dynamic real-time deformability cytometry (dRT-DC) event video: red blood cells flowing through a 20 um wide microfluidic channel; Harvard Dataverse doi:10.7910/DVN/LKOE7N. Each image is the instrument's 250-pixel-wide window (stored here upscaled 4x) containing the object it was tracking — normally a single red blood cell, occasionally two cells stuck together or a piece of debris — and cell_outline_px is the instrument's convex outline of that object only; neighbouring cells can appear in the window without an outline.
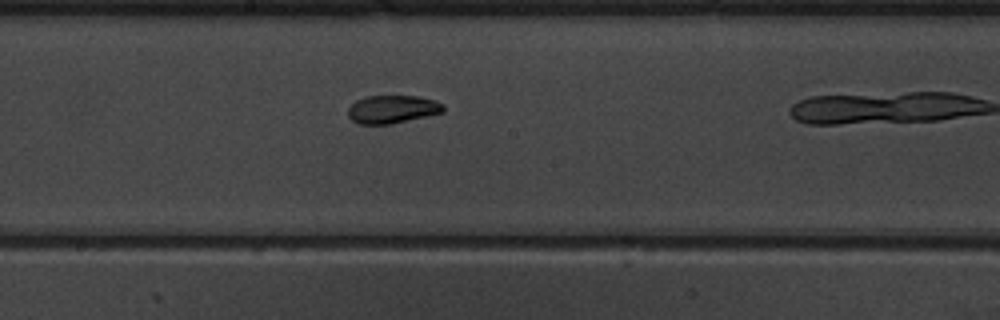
{"species": "common noctule bat (a hibernating species)", "species_latin": "Nyctalus noctula", "temperature_condition": "warm", "stored_images_in_passage": 7, "segment_of_instrument_passage": [1, 2], "camera_frame_rate_fps": 3000, "um_per_image_px": 0.085, "animal": {"sex": "male", "body_mass_g": 19.5, "forearm_length_mm": 54.6}, "frame": {"image": 1, "passage_image": 6, "time_ms": 12.333, "image_size_px": [1000, 320], "cell_outline_px": [[444, 112], [388, 124], [360, 124], [352, 120], [348, 116], [348, 108], [356, 100], [364, 96], [420, 96], [436, 100], [444, 104]], "centroid_in_image_um": [33.35, 9.27], "position_along_channel_um": 214.9, "area_um2": 15.55}}